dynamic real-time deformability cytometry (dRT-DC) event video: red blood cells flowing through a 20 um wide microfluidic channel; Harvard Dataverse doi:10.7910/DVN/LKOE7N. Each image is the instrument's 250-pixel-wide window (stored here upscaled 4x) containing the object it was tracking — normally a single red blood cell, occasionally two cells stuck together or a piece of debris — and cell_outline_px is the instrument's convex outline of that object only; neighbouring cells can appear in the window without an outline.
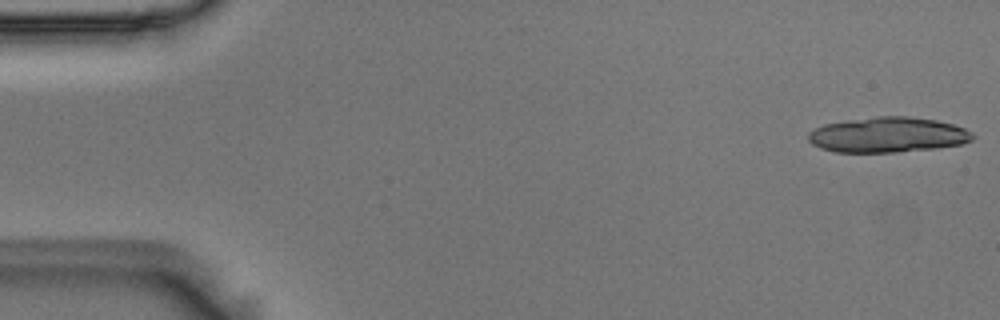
{"species": "Egyptian fruit bat (a non-hibernating species)", "species_latin": "Rousettus aegyptiacus", "temperature_condition": "room temperature", "stored_images_in_passage": 6, "camera_frame_rate_fps": 3000, "um_per_image_px": 0.085, "animal": {"sex": "male"}, "frame": {"image": 1, "passage_image": 1, "time_ms": 0.0, "image_size_px": [1000, 320], "cell_outline_px": [[976, 136], [972, 140], [964, 144], [936, 148], [896, 152], [836, 152], [820, 148], [812, 144], [808, 140], [808, 132], [824, 124], [848, 120], [876, 116], [908, 116], [936, 120], [952, 124], [964, 128], [972, 132]], "centroid_in_image_um": [75.48, 11.46], "position_along_channel_um": 9.5, "area_um2": 33.93}}
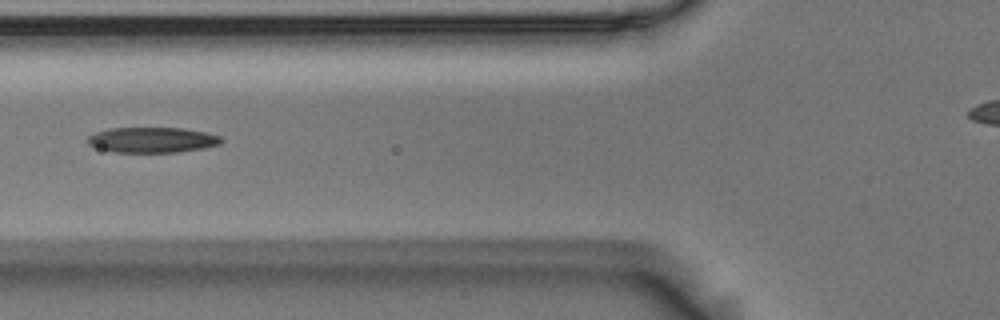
{"frame": {"image": 2, "passage_image": 6, "time_ms": 1.667, "image_size_px": [1000, 320], "cell_outline_px": [[224, 140], [220, 144], [204, 148], [180, 152], [112, 152], [88, 144], [88, 136], [96, 132], [108, 128], [184, 128], [208, 132], [220, 136]], "centroid_in_image_um": [12.99, 11.89], "position_along_channel_um": 112.8, "area_um2": 19.88}}